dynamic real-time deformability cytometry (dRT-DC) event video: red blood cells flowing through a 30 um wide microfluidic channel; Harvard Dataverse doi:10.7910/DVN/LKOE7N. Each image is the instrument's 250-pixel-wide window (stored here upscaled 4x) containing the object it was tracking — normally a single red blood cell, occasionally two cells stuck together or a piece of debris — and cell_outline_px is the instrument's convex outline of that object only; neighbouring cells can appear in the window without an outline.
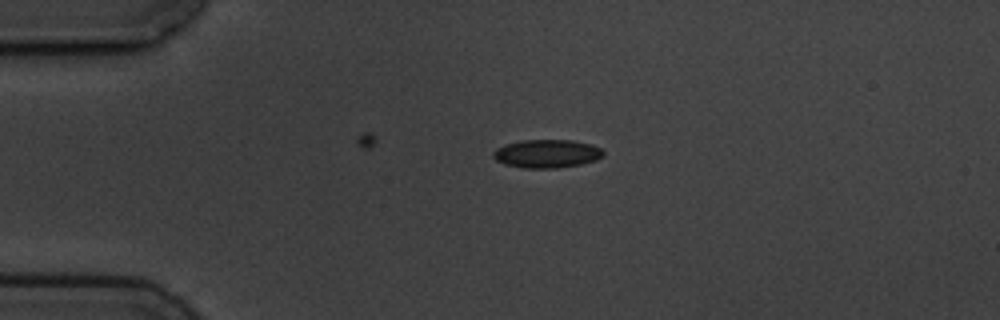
{"species": "common noctule bat (a hibernating species)", "species_latin": "Nyctalus noctula", "temperature_condition": "cold", "stored_images_in_passage": 3, "camera_frame_rate_fps": 3000, "um_per_image_px": 0.085, "animal": {"sex": "male", "body_mass_g": 19.5, "forearm_length_mm": 54.6}, "frame": {"image": 1, "passage_image": 3, "time_ms": 2.333, "image_size_px": [1000, 320], "cell_outline_px": [[604, 156], [596, 160], [580, 164], [556, 168], [524, 168], [504, 164], [496, 160], [492, 156], [492, 152], [496, 148], [504, 144], [520, 140], [572, 140], [592, 144], [600, 148], [604, 152]], "centroid_in_image_um": [46.46, 13.05], "position_along_channel_um": 38.5, "area_um2": 18.32}}